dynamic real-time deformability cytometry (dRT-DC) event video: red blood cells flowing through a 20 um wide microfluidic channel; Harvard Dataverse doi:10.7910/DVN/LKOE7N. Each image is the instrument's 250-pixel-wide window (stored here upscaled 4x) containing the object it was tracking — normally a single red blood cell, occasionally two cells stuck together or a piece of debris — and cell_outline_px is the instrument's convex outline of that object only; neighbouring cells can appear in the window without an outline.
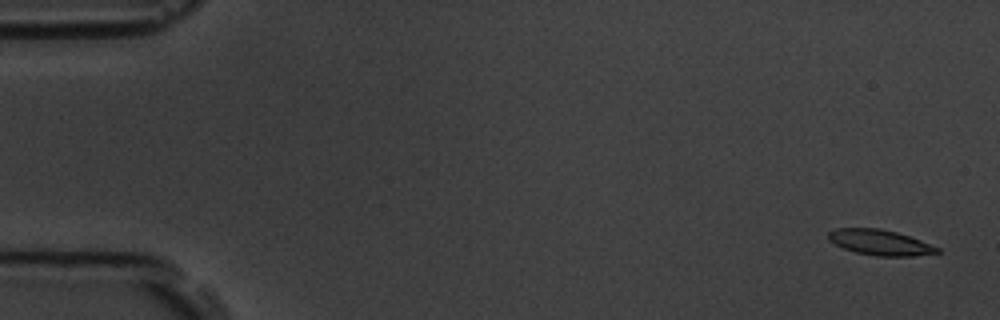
{"species": "common noctule bat (a hibernating species)", "species_latin": "Nyctalus noctula", "temperature_condition": "room temperature", "stored_images_in_passage": 4, "camera_frame_rate_fps": 3000, "um_per_image_px": 0.085, "animal": {"sex": "male", "body_mass_g": 19.5, "forearm_length_mm": 54.6}, "frame": {"image": 1, "passage_image": 1, "time_ms": 0.0, "image_size_px": [1000, 320], "cell_outline_px": [[940, 252], [912, 256], [876, 256], [856, 252], [844, 248], [828, 240], [828, 232], [836, 228], [880, 228], [896, 232], [920, 240], [940, 248]], "centroid_in_image_um": [74.79, 20.6], "position_along_channel_um": 10.2, "area_um2": 16.01}}